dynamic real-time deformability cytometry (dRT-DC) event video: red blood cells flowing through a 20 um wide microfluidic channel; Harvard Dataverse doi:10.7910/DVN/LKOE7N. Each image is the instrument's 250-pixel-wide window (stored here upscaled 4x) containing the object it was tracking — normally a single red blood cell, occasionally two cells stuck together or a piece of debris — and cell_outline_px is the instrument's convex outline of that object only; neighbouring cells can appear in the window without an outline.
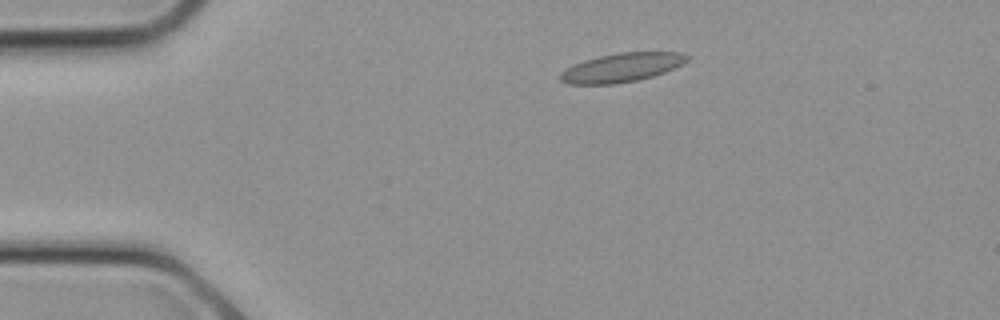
{"species": "common noctule bat (a hibernating species)", "species_latin": "Nyctalus noctula", "temperature_condition": "cold", "stored_images_in_passage": 9, "camera_frame_rate_fps": 3000, "um_per_image_px": 0.085, "animal": {"sex": "female", "body_mass_g": 21.9}, "frame": {"image": 1, "passage_image": 3, "time_ms": 0.667, "image_size_px": [1000, 320], "cell_outline_px": [[688, 60], [664, 72], [652, 76], [636, 80], [616, 84], [568, 84], [560, 80], [560, 72], [572, 64], [584, 60], [600, 56], [620, 52], [680, 52], [688, 56]], "centroid_in_image_um": [52.79, 5.74], "position_along_channel_um": 32.2, "area_um2": 21.15}}
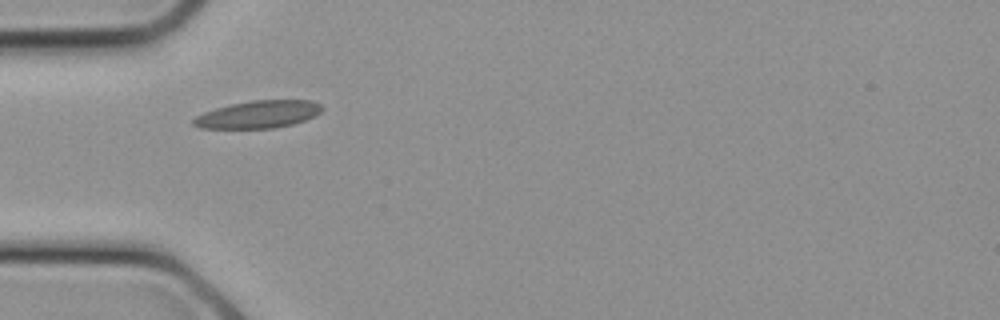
{"frame": {"image": 2, "passage_image": 6, "time_ms": 1.667, "image_size_px": [1000, 320], "cell_outline_px": [[324, 108], [320, 112], [304, 120], [292, 124], [272, 128], [200, 128], [192, 124], [192, 120], [196, 116], [204, 112], [216, 108], [232, 104], [252, 100], [312, 100], [320, 104]], "centroid_in_image_um": [21.94, 9.72], "position_along_channel_um": 63.1, "area_um2": 20.4}}
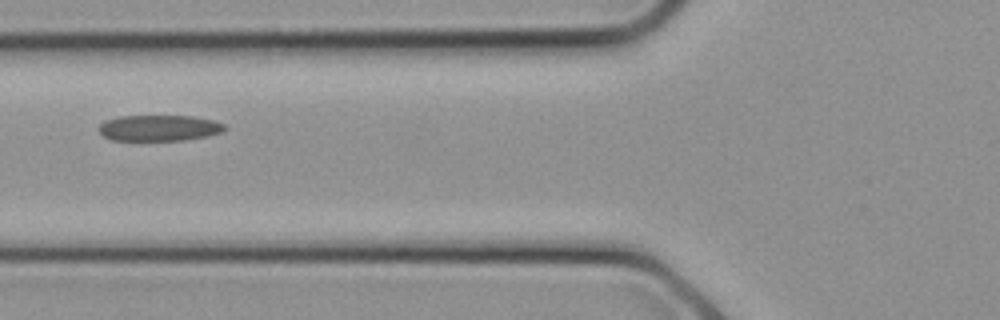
{"frame": {"image": 3, "passage_image": 8, "time_ms": 2.333, "image_size_px": [1000, 320], "cell_outline_px": [[228, 128], [224, 132], [208, 136], [188, 140], [112, 140], [100, 136], [96, 128], [104, 120], [120, 116], [192, 116], [216, 120], [224, 124]], "centroid_in_image_um": [13.52, 10.88], "position_along_channel_um": 112.3, "area_um2": 19.54}}